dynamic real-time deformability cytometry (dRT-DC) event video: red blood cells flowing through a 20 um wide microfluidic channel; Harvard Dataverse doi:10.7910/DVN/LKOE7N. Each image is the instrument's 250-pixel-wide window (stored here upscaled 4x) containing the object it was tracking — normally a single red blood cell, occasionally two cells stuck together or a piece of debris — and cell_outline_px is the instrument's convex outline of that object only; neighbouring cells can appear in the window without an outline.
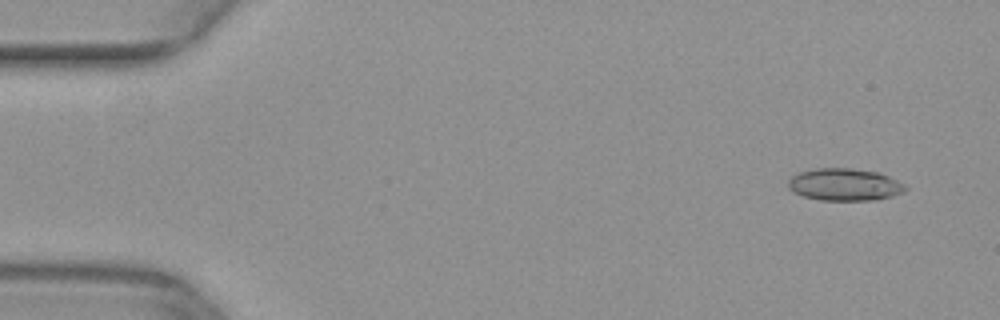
{"species": "common noctule bat (a hibernating species)", "species_latin": "Nyctalus noctula", "temperature_condition": "warm", "stored_images_in_passage": 48, "camera_frame_rate_fps": 3000, "um_per_image_px": 0.085, "animal": {"sex": "female", "body_mass_g": 29.2, "forearm_length_mm": 56.3}, "frame": {"image": 1, "passage_image": 1, "time_ms": 0.0, "image_size_px": [1000, 320], "cell_outline_px": [[908, 188], [904, 192], [892, 196], [876, 200], [820, 200], [804, 196], [792, 192], [788, 188], [788, 180], [792, 176], [800, 172], [816, 168], [852, 168], [880, 172], [904, 184]], "centroid_in_image_um": [71.79, 15.69], "position_along_channel_um": 13.2, "area_um2": 22.14}}
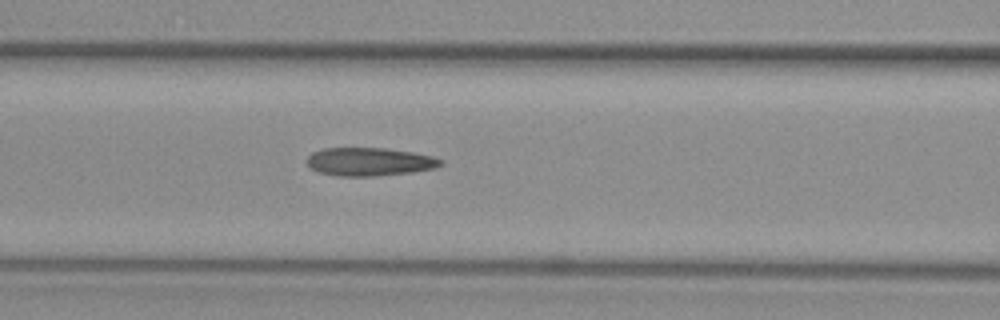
{"frame": {"image": 2, "passage_image": 19, "time_ms": 6.0, "image_size_px": [1000, 320], "cell_outline_px": [[444, 164], [436, 168], [412, 172], [376, 176], [336, 176], [320, 172], [312, 168], [308, 164], [308, 156], [312, 152], [324, 148], [384, 148], [412, 152], [432, 156], [444, 160]], "centroid_in_image_um": [31.45, 13.75], "position_along_channel_um": 135.2, "area_um2": 22.02}}
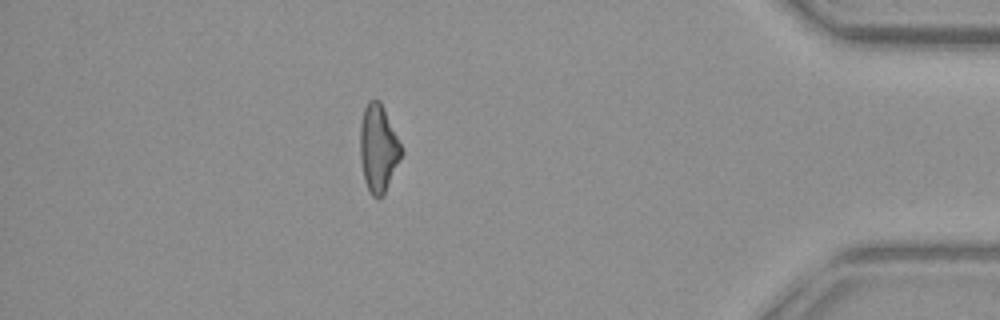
{"frame": {"image": 3, "passage_image": 42, "time_ms": 13.667, "image_size_px": [1000, 320], "cell_outline_px": [[404, 152], [384, 196], [380, 200], [372, 196], [368, 192], [364, 180], [360, 160], [360, 124], [364, 108], [368, 100], [380, 100], [384, 108]], "centroid_in_image_um": [32.15, 12.67], "position_along_channel_um": 403.0, "area_um2": 21.39}}